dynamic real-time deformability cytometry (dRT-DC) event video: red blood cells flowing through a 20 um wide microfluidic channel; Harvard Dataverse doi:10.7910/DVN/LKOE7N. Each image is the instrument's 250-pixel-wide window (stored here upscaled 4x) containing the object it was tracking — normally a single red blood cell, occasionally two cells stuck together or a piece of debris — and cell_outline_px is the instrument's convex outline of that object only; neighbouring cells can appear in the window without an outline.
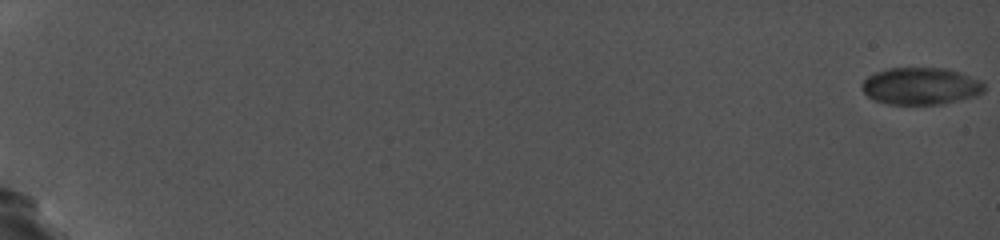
{"species": "common noctule bat (a hibernating species)", "species_latin": "Nyctalus noctula", "temperature_condition": "cold", "stored_images_in_passage": 32, "camera_frame_rate_fps": 5000, "um_per_image_px": 0.085, "animal": {"sex": "female", "body_mass_g": 19.0, "forearm_length_mm": 56.7}, "frame": {"image": 1, "passage_image": 1, "time_ms": 0.0, "image_size_px": [1000, 240], "cell_outline_px": [[984, 92], [976, 96], [940, 104], [888, 104], [876, 100], [868, 96], [864, 92], [860, 84], [868, 76], [876, 72], [888, 68], [948, 68], [984, 80]], "centroid_in_image_um": [78.3, 7.3], "position_along_channel_um": 6.7, "area_um2": 26.59}}
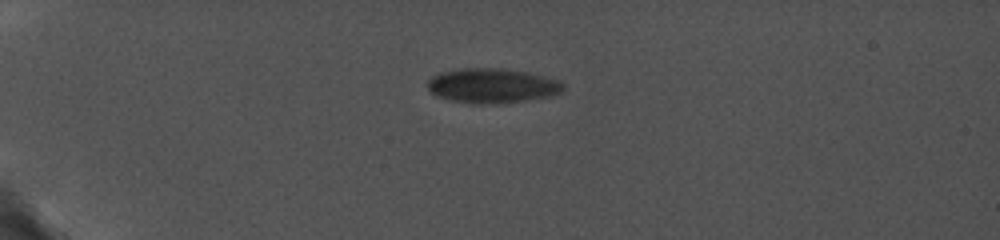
{"frame": {"image": 2, "passage_image": 15, "time_ms": 5.6, "image_size_px": [1000, 240], "cell_outline_px": [[564, 88], [560, 92], [552, 96], [500, 104], [472, 104], [452, 100], [436, 96], [428, 88], [428, 80], [432, 76], [440, 72], [460, 68], [500, 68], [528, 72], [560, 80], [564, 84]], "centroid_in_image_um": [41.84, 7.29], "position_along_channel_um": 43.2, "area_um2": 27.63}}
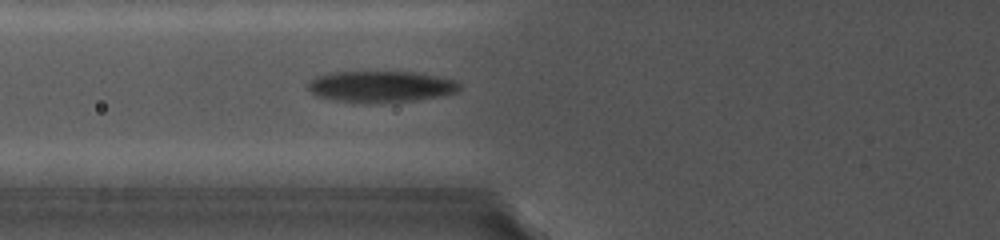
{"frame": {"image": 3, "passage_image": 22, "time_ms": 8.4, "image_size_px": [1000, 240], "cell_outline_px": [[460, 88], [456, 92], [440, 96], [412, 100], [332, 100], [316, 96], [308, 88], [308, 80], [316, 76], [328, 72], [416, 72], [456, 80], [460, 84]], "centroid_in_image_um": [32.35, 7.31], "position_along_channel_um": 93.4, "area_um2": 26.7}}